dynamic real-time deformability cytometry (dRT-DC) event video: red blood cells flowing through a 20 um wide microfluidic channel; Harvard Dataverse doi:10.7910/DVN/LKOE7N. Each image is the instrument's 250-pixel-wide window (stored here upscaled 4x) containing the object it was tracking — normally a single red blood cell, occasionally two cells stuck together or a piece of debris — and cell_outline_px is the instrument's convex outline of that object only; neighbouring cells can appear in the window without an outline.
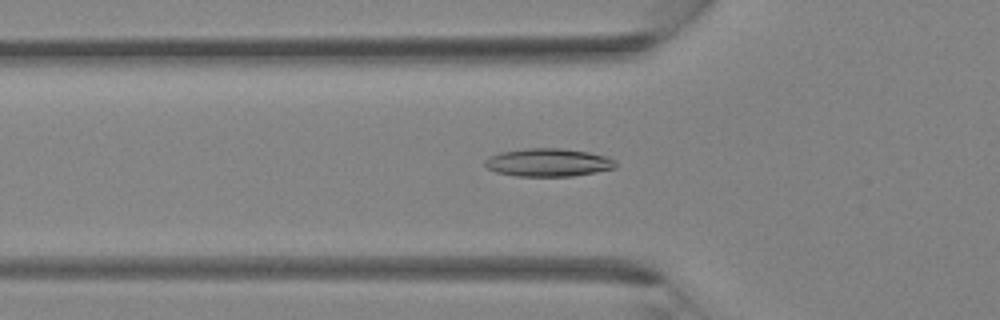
{"species": "Egyptian fruit bat (a non-hibernating species)", "species_latin": "Rousettus aegyptiacus", "temperature_condition": "room temperature", "stored_images_in_passage": 26, "camera_frame_rate_fps": 3000, "um_per_image_px": 0.085, "animal": {"sex": "female"}, "frame": {"image": 1, "passage_image": 5, "time_ms": 1.333, "image_size_px": [1000, 320], "cell_outline_px": [[616, 168], [596, 172], [572, 176], [516, 176], [496, 172], [488, 168], [484, 164], [484, 160], [488, 156], [500, 152], [524, 148], [560, 148], [588, 152], [608, 156], [616, 160]], "centroid_in_image_um": [46.6, 13.8], "position_along_channel_um": 79.2, "area_um2": 21.56}}
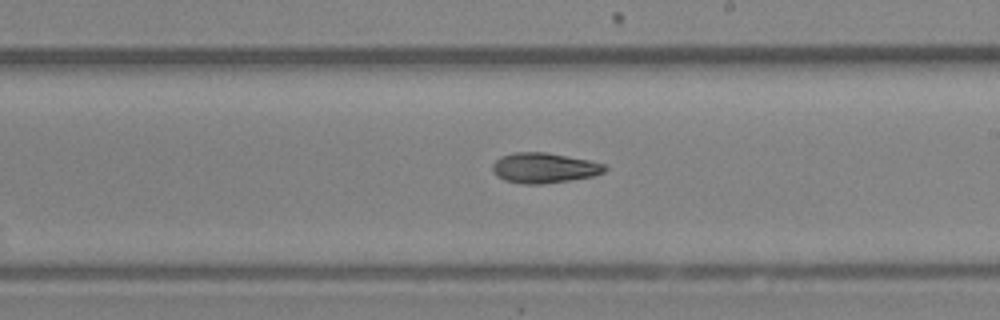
{"frame": {"image": 2, "passage_image": 14, "time_ms": 4.333, "image_size_px": [1000, 320], "cell_outline_px": [[608, 168], [604, 172], [592, 176], [568, 180], [540, 184], [520, 184], [504, 180], [496, 176], [492, 172], [492, 164], [500, 156], [512, 152], [544, 152], [588, 160], [604, 164]], "centroid_in_image_um": [46.19, 14.27], "position_along_channel_um": 242.8, "area_um2": 19.77}}
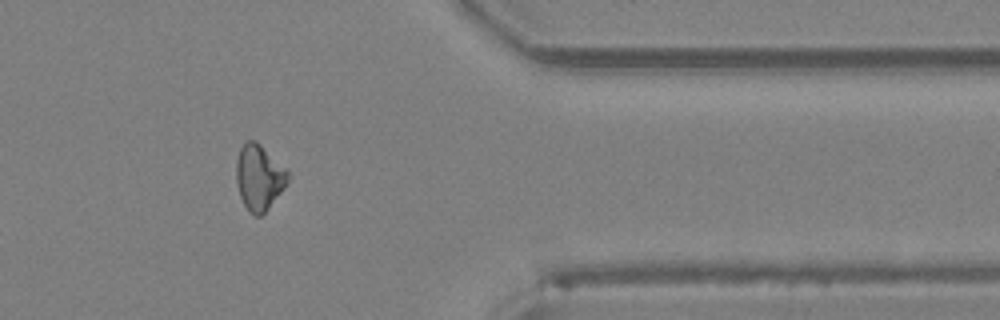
{"frame": {"image": 3, "passage_image": 23, "time_ms": 7.333, "image_size_px": [1000, 320], "cell_outline_px": [[288, 184], [268, 208], [260, 216], [256, 216], [248, 212], [240, 196], [236, 184], [236, 160], [240, 148], [248, 140], [256, 140], [288, 168]], "centroid_in_image_um": [22.03, 15.06], "position_along_channel_um": 389.4, "area_um2": 20.0}}